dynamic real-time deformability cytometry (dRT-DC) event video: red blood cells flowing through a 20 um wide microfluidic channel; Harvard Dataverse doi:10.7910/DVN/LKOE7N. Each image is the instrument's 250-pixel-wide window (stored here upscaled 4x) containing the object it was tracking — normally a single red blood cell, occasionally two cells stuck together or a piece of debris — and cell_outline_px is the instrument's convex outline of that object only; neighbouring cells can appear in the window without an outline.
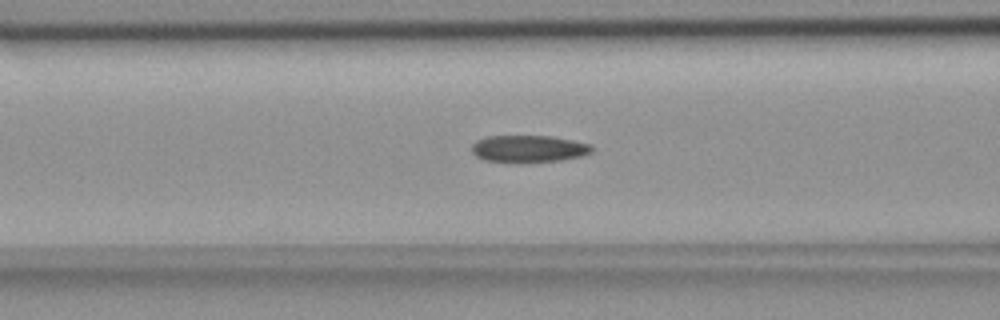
{"species": "common noctule bat (a hibernating species)", "species_latin": "Nyctalus noctula", "temperature_condition": "room temperature", "stored_images_in_passage": 48, "camera_frame_rate_fps": 3000, "um_per_image_px": 0.085, "animal": {"sex": "female", "body_mass_g": 18.4}, "frame": {"image": 1, "passage_image": 15, "time_ms": 4.667, "image_size_px": [1000, 320], "cell_outline_px": [[596, 148], [592, 152], [580, 156], [560, 160], [520, 164], [484, 160], [476, 156], [472, 152], [472, 144], [476, 140], [484, 136], [552, 136], [592, 144]], "centroid_in_image_um": [44.93, 12.66], "position_along_channel_um": 121.7, "area_um2": 19.48}}
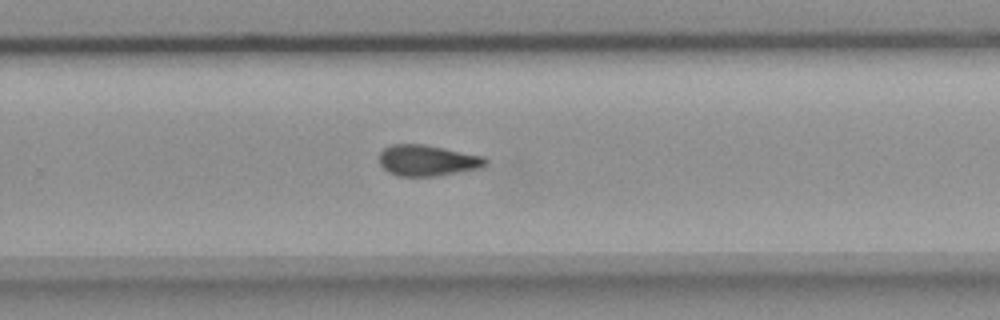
{"frame": {"image": 2, "passage_image": 29, "time_ms": 9.333, "image_size_px": [1000, 320], "cell_outline_px": [[488, 164], [480, 168], [436, 176], [396, 176], [388, 172], [380, 164], [380, 152], [384, 148], [392, 144], [420, 144], [484, 156], [488, 160]], "centroid_in_image_um": [36.33, 13.65], "position_along_channel_um": 293.5, "area_um2": 19.07}}
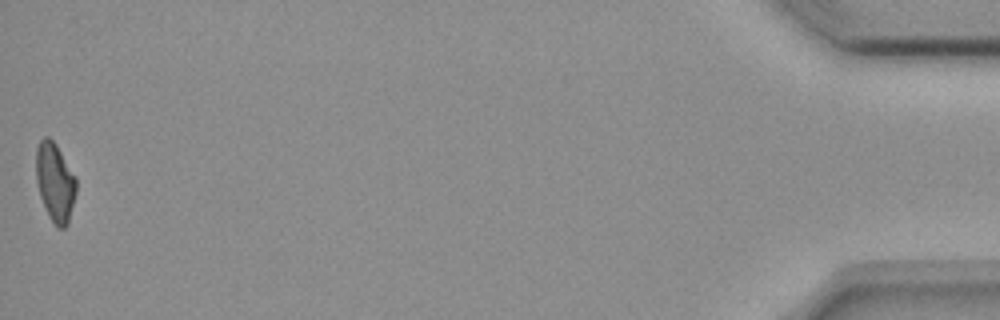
{"frame": {"image": 3, "passage_image": 48, "time_ms": 15.667, "image_size_px": [1000, 320], "cell_outline_px": [[76, 192], [68, 224], [64, 228], [60, 228], [48, 216], [40, 196], [36, 180], [36, 148], [40, 140], [44, 136], [48, 136], [56, 144], [76, 176]], "centroid_in_image_um": [4.68, 15.46], "position_along_channel_um": 430.5, "area_um2": 18.44}, "authors_computed_cell_mechanics": {"area_um2": 19.3341, "velocity_mm_per_s": 3.6893, "shape_relaxation_time_tau1_ms": null, "shape_relaxation_time_tau2_ms": 4.9664, "deformation_change_tau1": null, "deformation_change_tau2": 0.1292}}